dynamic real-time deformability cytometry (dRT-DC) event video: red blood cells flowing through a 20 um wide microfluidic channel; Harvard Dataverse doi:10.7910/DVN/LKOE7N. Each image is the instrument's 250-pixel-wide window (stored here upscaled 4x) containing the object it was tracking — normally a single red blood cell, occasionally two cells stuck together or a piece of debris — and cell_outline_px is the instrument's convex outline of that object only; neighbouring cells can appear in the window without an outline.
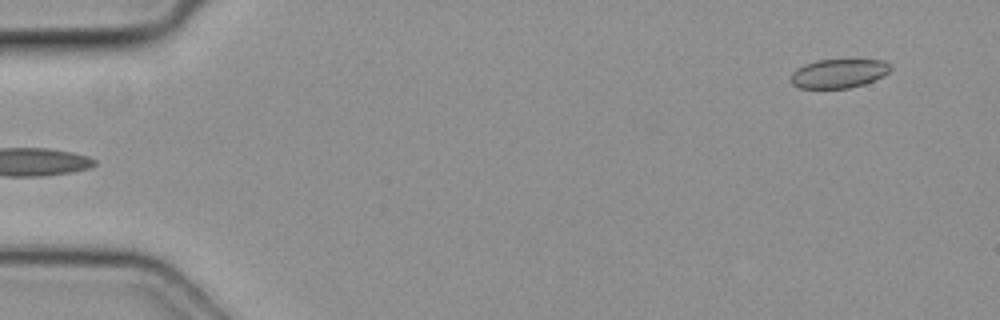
{"species": "common noctule bat (a hibernating species)", "species_latin": "Nyctalus noctula", "temperature_condition": "cold", "stored_images_in_passage": 4, "camera_frame_rate_fps": 3000, "um_per_image_px": 0.085, "animal": {"sex": "female", "body_mass_g": 19.3, "forearm_length_mm": 54.1}, "frame": {"image": 1, "passage_image": 4, "time_ms": 1.0, "image_size_px": [1000, 320], "cell_outline_px": [[892, 68], [884, 76], [864, 84], [848, 88], [800, 88], [792, 84], [792, 72], [796, 68], [804, 64], [816, 60], [884, 60]], "centroid_in_image_um": [71.28, 6.24], "position_along_channel_um": 13.7, "area_um2": 16.76}}